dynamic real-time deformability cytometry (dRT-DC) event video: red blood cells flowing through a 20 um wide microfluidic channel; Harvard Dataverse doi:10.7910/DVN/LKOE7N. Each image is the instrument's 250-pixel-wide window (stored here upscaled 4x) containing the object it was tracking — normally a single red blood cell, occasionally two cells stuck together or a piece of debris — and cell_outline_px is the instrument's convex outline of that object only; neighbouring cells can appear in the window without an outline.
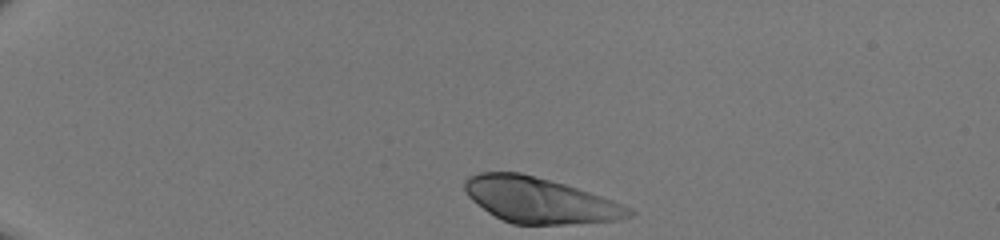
{"species": "human", "species_latin": "Homo sapiens", "temperature_condition": "room temperature", "stored_images_in_passage": 33, "camera_frame_rate_fps": 3000, "um_per_image_px": 0.085, "donor": {"sex": "male"}, "frame": {"image": 1, "passage_image": 1, "time_ms": 0.0, "image_size_px": [1000, 240], "cell_outline_px": [[636, 212], [632, 216], [620, 220], [564, 224], [512, 224], [488, 212], [472, 200], [468, 196], [464, 188], [464, 180], [468, 176], [480, 172], [520, 172], [564, 184], [612, 200], [632, 208]], "centroid_in_image_um": [45.87, 17.02], "position_along_channel_um": 39.1, "area_um2": 43.29}}
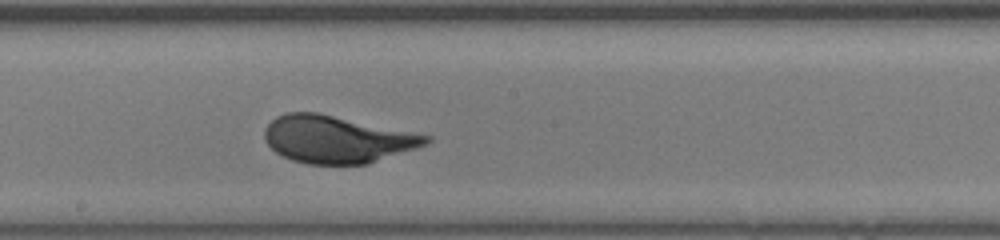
{"frame": {"image": 2, "passage_image": 19, "time_ms": 6.0, "image_size_px": [1000, 240], "cell_outline_px": [[432, 140], [428, 144], [368, 164], [308, 164], [292, 160], [276, 152], [264, 140], [264, 128], [276, 116], [284, 112], [316, 112], [432, 136]], "centroid_in_image_um": [28.63, 11.84], "position_along_channel_um": 219.6, "area_um2": 44.39}}
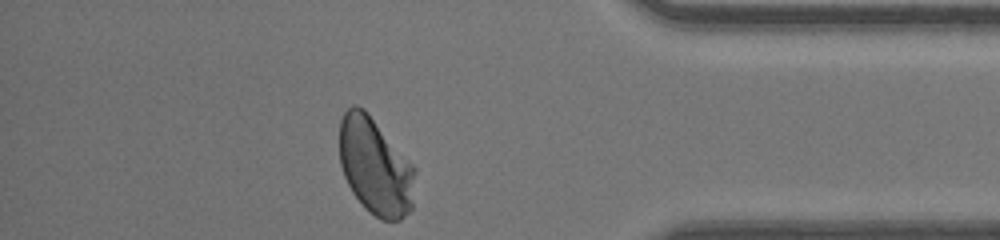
{"frame": {"image": 3, "passage_image": 33, "time_ms": 10.667, "image_size_px": [1000, 240], "cell_outline_px": [[416, 172], [412, 208], [400, 220], [380, 220], [364, 208], [352, 192], [344, 176], [340, 164], [340, 120], [344, 112], [352, 104], [356, 104], [364, 108], [368, 112], [416, 168]], "centroid_in_image_um": [31.9, 14.14], "position_along_channel_um": 403.3, "area_um2": 43.0}}